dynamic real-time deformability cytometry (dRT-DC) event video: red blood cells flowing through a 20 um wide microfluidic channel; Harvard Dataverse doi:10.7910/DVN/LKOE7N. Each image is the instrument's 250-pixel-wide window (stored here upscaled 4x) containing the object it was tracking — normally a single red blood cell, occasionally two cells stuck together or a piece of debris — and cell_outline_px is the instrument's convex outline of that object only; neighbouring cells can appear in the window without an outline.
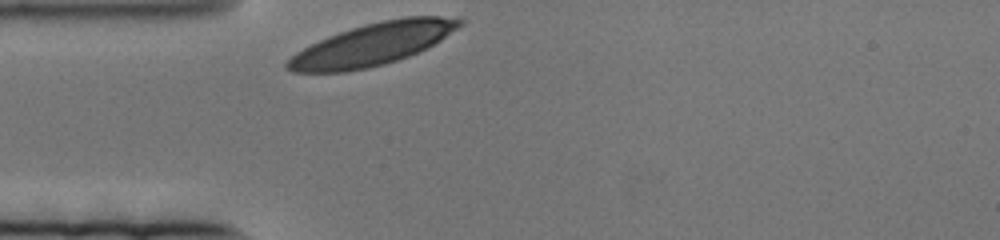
{"species": "human", "species_latin": "Homo sapiens", "temperature_condition": "cold", "stored_images_in_passage": 40, "camera_frame_rate_fps": 3000, "um_per_image_px": 0.085, "donor": {"sex": "female"}, "frame": {"image": 1, "passage_image": 1, "time_ms": 0.0, "image_size_px": [1000, 240], "cell_outline_px": [[464, 24], [428, 48], [408, 56], [384, 64], [368, 68], [344, 72], [292, 72], [284, 68], [284, 64], [296, 52], [328, 36], [352, 28], [384, 20], [408, 16], [440, 16], [464, 20]], "centroid_in_image_um": [31.67, 3.77], "position_along_channel_um": 53.3, "area_um2": 41.91}}
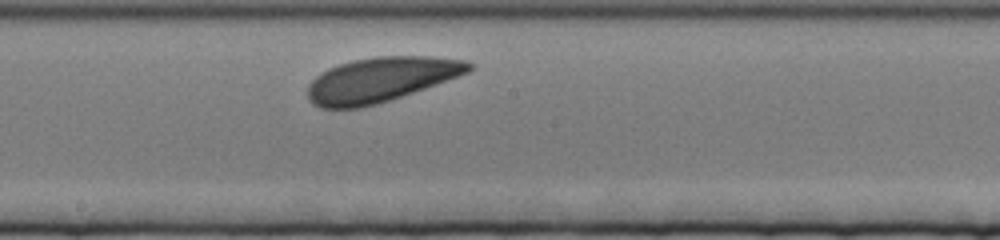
{"frame": {"image": 2, "passage_image": 23, "time_ms": 7.333, "image_size_px": [1000, 240], "cell_outline_px": [[472, 68], [468, 72], [424, 88], [376, 104], [360, 108], [320, 108], [312, 104], [308, 100], [308, 84], [316, 76], [328, 68], [352, 60], [376, 56], [432, 56], [464, 60], [472, 64]], "centroid_in_image_um": [32.31, 6.76], "position_along_channel_um": 215.9, "area_um2": 41.62}}
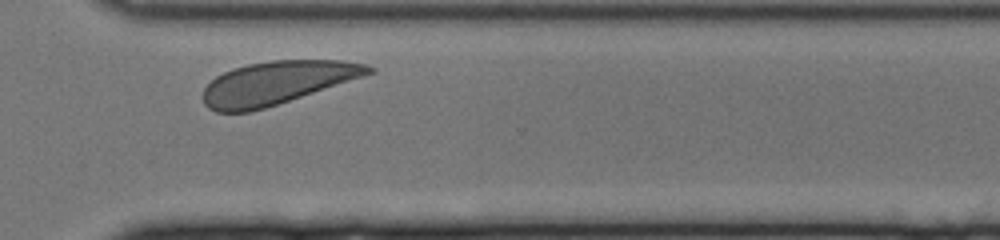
{"frame": {"image": 3, "passage_image": 40, "time_ms": 13.0, "image_size_px": [1000, 240], "cell_outline_px": [[376, 72], [252, 112], [216, 112], [208, 108], [204, 104], [204, 88], [216, 76], [232, 68], [248, 64], [272, 60], [340, 60], [364, 64], [376, 68]], "centroid_in_image_um": [23.52, 7.03], "position_along_channel_um": 347.1, "area_um2": 41.21}}